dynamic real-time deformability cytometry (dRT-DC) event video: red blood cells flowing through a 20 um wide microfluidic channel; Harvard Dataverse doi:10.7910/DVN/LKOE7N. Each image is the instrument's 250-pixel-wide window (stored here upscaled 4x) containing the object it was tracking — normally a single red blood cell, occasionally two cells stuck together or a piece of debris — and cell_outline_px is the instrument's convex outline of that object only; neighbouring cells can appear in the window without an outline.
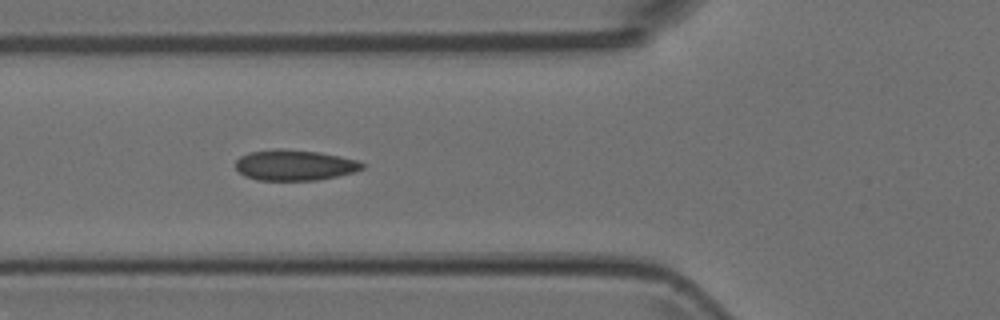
{"species": "Egyptian fruit bat (a non-hibernating species)", "species_latin": "Rousettus aegyptiacus", "temperature_condition": "room temperature", "stored_images_in_passage": 9, "camera_frame_rate_fps": 3000, "um_per_image_px": 0.085, "animal": {"sex": "female"}, "frame": {"image": 1, "passage_image": 6, "time_ms": 1.667, "image_size_px": [1000, 320], "cell_outline_px": [[364, 168], [356, 172], [316, 180], [256, 180], [244, 176], [236, 168], [236, 160], [240, 156], [248, 152], [280, 148], [320, 152], [340, 156], [356, 160], [364, 164]], "centroid_in_image_um": [25.03, 14.03], "position_along_channel_um": 100.8, "area_um2": 22.72}}
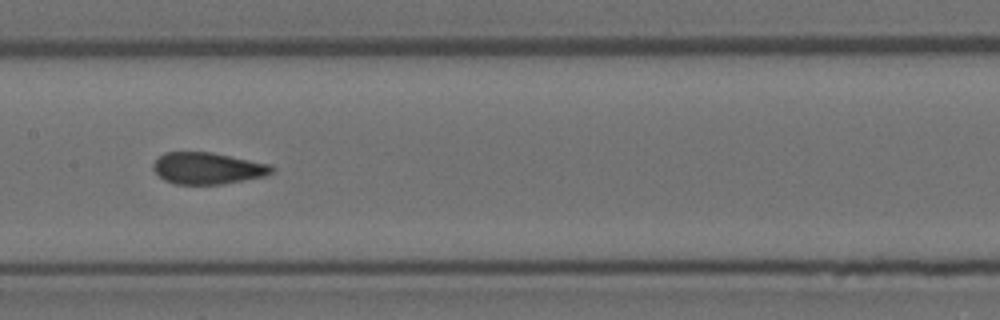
{"frame": {"image": 2, "passage_image": 8, "time_ms": 2.333, "image_size_px": [1000, 320], "cell_outline_px": [[276, 168], [272, 172], [264, 176], [220, 184], [176, 184], [164, 180], [152, 168], [152, 164], [164, 152], [212, 152], [272, 164]], "centroid_in_image_um": [17.66, 14.29], "position_along_channel_um": 189.7, "area_um2": 21.85}}
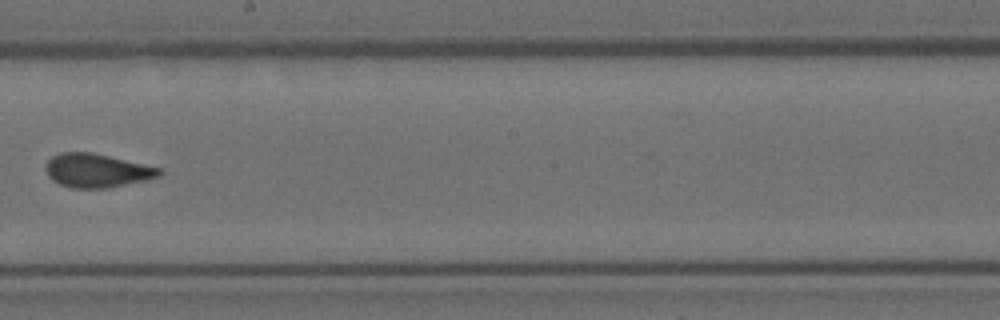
{"frame": {"image": 3, "passage_image": 9, "time_ms": 2.667, "image_size_px": [1000, 320], "cell_outline_px": [[164, 172], [160, 176], [148, 180], [108, 188], [72, 188], [60, 184], [52, 180], [48, 176], [48, 160], [52, 156], [60, 152], [92, 152], [160, 168]], "centroid_in_image_um": [8.27, 14.5], "position_along_channel_um": 239.9, "area_um2": 22.2}}